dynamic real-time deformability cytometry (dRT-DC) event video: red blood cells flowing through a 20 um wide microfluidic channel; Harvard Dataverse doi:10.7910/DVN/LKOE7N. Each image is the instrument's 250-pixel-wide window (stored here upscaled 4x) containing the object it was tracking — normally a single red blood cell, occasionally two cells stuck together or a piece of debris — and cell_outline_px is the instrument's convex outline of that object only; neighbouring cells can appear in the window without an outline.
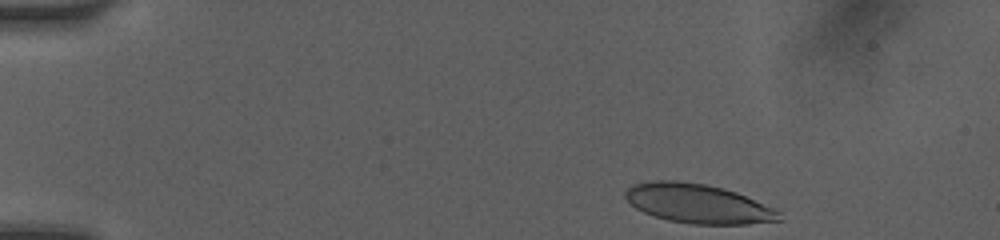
{"species": "human", "species_latin": "Homo sapiens", "temperature_condition": "room temperature", "stored_images_in_passage": 7, "camera_frame_rate_fps": 3000, "um_per_image_px": 0.085, "donor": {"sex": "female"}, "frame": {"image": 1, "passage_image": 1, "time_ms": 0.0, "image_size_px": [1000, 240], "cell_outline_px": [[784, 220], [748, 224], [692, 224], [668, 220], [644, 212], [636, 208], [624, 196], [624, 192], [632, 184], [656, 180], [676, 180], [704, 184], [724, 188], [736, 192], [776, 208], [780, 212]], "centroid_in_image_um": [59.37, 17.31], "position_along_channel_um": 25.6, "area_um2": 35.26}}
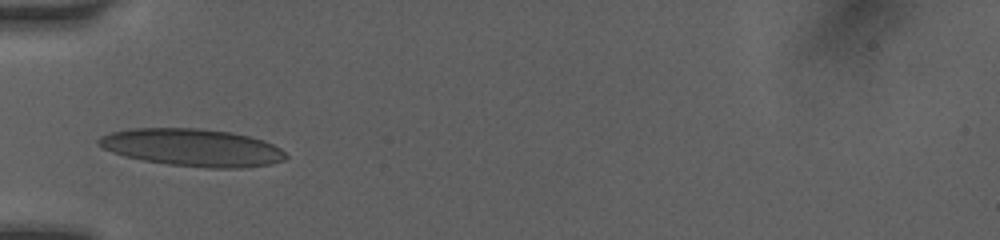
{"frame": {"image": 2, "passage_image": 5, "time_ms": 3.333, "image_size_px": [1000, 240], "cell_outline_px": [[288, 156], [284, 160], [268, 164], [244, 168], [208, 168], [168, 164], [144, 160], [124, 156], [112, 152], [96, 144], [96, 140], [100, 136], [112, 132], [128, 128], [200, 128], [232, 132], [264, 140], [280, 148]], "centroid_in_image_um": [16.33, 12.53], "position_along_channel_um": 68.7, "area_um2": 40.98}}
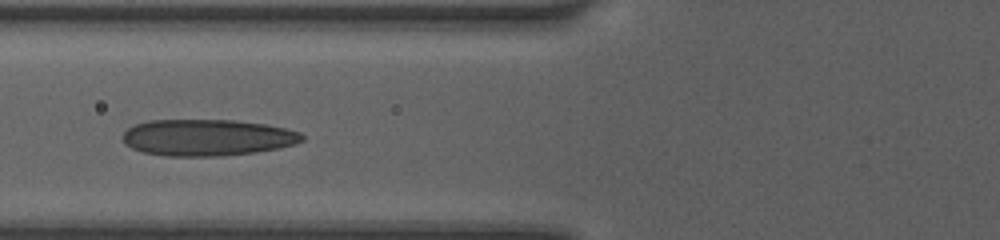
{"frame": {"image": 3, "passage_image": 6, "time_ms": 4.333, "image_size_px": [1000, 240], "cell_outline_px": [[304, 140], [280, 148], [256, 152], [224, 156], [164, 156], [144, 152], [132, 148], [124, 144], [120, 136], [128, 128], [136, 124], [148, 120], [232, 120], [264, 124], [284, 128], [300, 132], [304, 136]], "centroid_in_image_um": [17.58, 11.69], "position_along_channel_um": 108.2, "area_um2": 38.32}}